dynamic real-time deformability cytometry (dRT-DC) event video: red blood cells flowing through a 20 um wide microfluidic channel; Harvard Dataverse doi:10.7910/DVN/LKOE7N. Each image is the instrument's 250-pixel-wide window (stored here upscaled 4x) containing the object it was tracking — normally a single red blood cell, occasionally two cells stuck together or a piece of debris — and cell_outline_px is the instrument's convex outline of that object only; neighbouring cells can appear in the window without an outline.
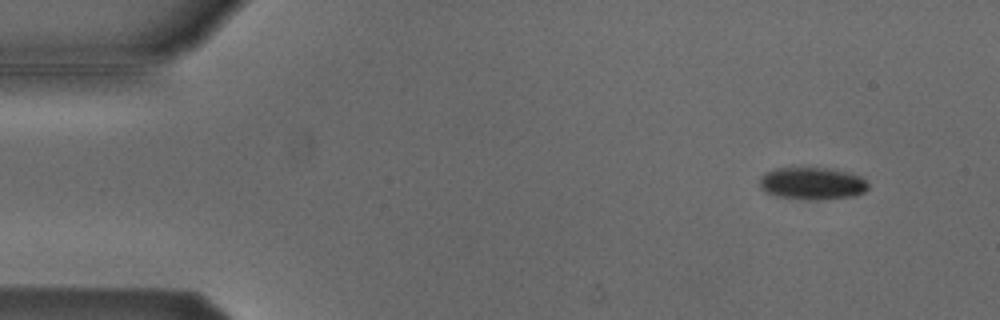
{"species": "Egyptian fruit bat (a non-hibernating species)", "species_latin": "Rousettus aegyptiacus", "temperature_condition": "cold", "stored_images_in_passage": 3, "camera_frame_rate_fps": 3000, "um_per_image_px": 0.085, "animal": {"sex": "male"}, "frame": {"image": 1, "passage_image": 1, "time_ms": 0.0, "image_size_px": [1000, 320], "cell_outline_px": [[868, 188], [864, 192], [856, 196], [816, 200], [812, 200], [776, 196], [764, 192], [760, 188], [760, 176], [764, 172], [776, 168], [828, 168], [848, 172], [860, 176], [868, 184]], "centroid_in_image_um": [69.01, 15.59], "position_along_channel_um": 16.0, "area_um2": 20.58}}